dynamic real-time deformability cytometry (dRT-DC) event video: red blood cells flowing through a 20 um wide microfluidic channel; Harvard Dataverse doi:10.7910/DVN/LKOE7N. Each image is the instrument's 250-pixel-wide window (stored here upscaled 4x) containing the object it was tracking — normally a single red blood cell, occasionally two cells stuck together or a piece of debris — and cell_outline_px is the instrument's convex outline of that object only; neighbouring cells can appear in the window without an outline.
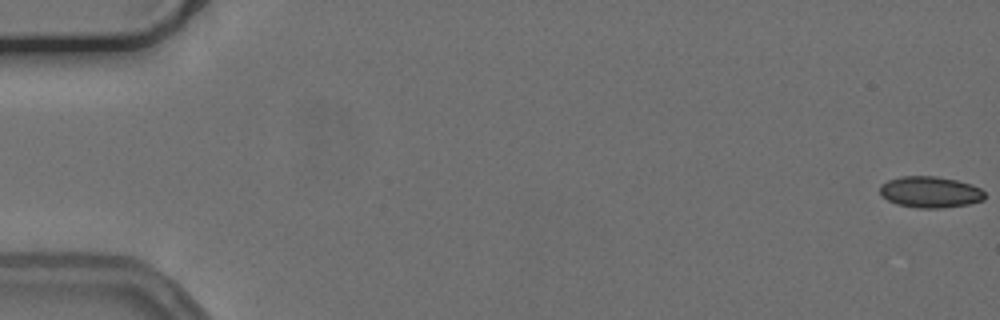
{"species": "common noctule bat (a hibernating species)", "species_latin": "Nyctalus noctula", "temperature_condition": "cold", "stored_images_in_passage": 55, "camera_frame_rate_fps": 3000, "um_per_image_px": 0.085, "animal": {"sex": "female", "body_mass_g": 24.6, "forearm_length_mm": 56.2}, "frame": {"image": 1, "passage_image": 1, "time_ms": 0.0, "image_size_px": [1000, 320], "cell_outline_px": [[984, 200], [968, 204], [944, 208], [920, 208], [896, 204], [880, 196], [880, 184], [888, 180], [900, 176], [936, 176], [956, 180], [972, 184], [980, 188], [984, 192]], "centroid_in_image_um": [79.05, 16.32], "position_along_channel_um": 6.0, "area_um2": 19.25}}
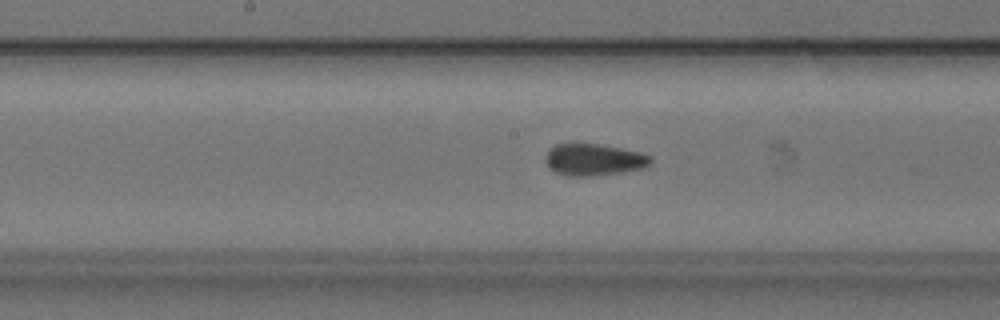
{"frame": {"image": 2, "passage_image": 29, "time_ms": 9.333, "image_size_px": [1000, 320], "cell_outline_px": [[652, 160], [648, 164], [640, 168], [620, 172], [592, 176], [568, 176], [556, 172], [548, 168], [544, 160], [544, 156], [548, 148], [556, 144], [572, 140], [576, 140], [620, 148], [640, 152], [652, 156]], "centroid_in_image_um": [50.35, 13.52], "position_along_channel_um": 197.8, "area_um2": 20.11}}
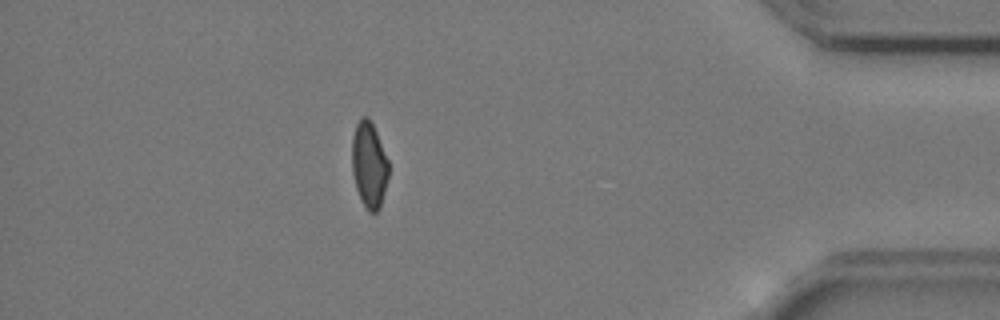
{"frame": {"image": 3, "passage_image": 49, "time_ms": 16.0, "image_size_px": [1000, 320], "cell_outline_px": [[388, 176], [380, 208], [376, 212], [368, 212], [360, 200], [356, 188], [352, 172], [352, 136], [356, 124], [360, 116], [368, 116], [376, 132], [388, 160]], "centroid_in_image_um": [31.35, 14.01], "position_along_channel_um": 403.8, "area_um2": 18.38}, "authors_computed_cell_mechanics": {"area_um2": 19.4786, "velocity_mm_per_s": 3.763, "shape_relaxation_time_tau1_ms": 8.1241, "shape_relaxation_time_tau2_ms": 2.2655, "deformation_change_tau1": 0.126, "deformation_change_tau2": 0.0653}}